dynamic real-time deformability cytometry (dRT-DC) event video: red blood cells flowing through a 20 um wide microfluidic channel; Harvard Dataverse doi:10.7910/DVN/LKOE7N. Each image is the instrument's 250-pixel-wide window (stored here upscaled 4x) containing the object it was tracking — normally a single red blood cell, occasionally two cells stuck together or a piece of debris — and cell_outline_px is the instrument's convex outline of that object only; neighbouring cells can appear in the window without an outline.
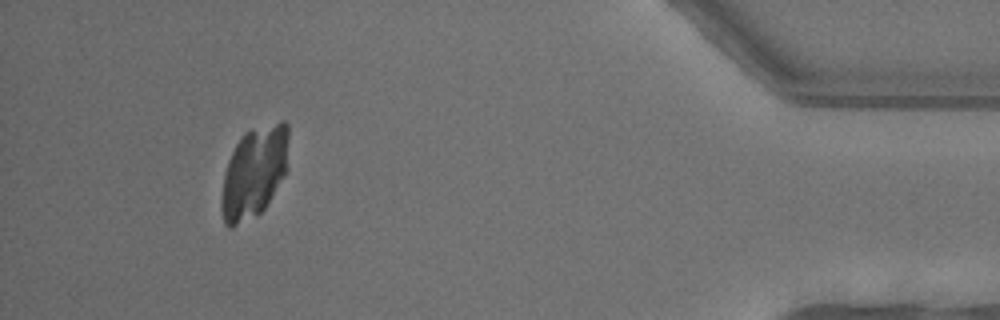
{"species": "common noctule bat (a hibernating species)", "species_latin": "Nyctalus noctula", "temperature_condition": "warm", "stored_images_in_passage": 35, "camera_frame_rate_fps": 3000, "um_per_image_px": 0.085, "animal": {"sex": "female"}, "frame": {"image": 1, "passage_image": 31, "time_ms": 10.0, "image_size_px": [1000, 320], "cell_outline_px": [[288, 168], [284, 176], [264, 208], [260, 212], [232, 228], [228, 228], [224, 224], [220, 208], [220, 200], [224, 172], [228, 160], [236, 144], [244, 132], [280, 120], [284, 120], [288, 124]], "centroid_in_image_um": [21.59, 14.63], "position_along_channel_um": 413.6, "area_um2": 35.95}}